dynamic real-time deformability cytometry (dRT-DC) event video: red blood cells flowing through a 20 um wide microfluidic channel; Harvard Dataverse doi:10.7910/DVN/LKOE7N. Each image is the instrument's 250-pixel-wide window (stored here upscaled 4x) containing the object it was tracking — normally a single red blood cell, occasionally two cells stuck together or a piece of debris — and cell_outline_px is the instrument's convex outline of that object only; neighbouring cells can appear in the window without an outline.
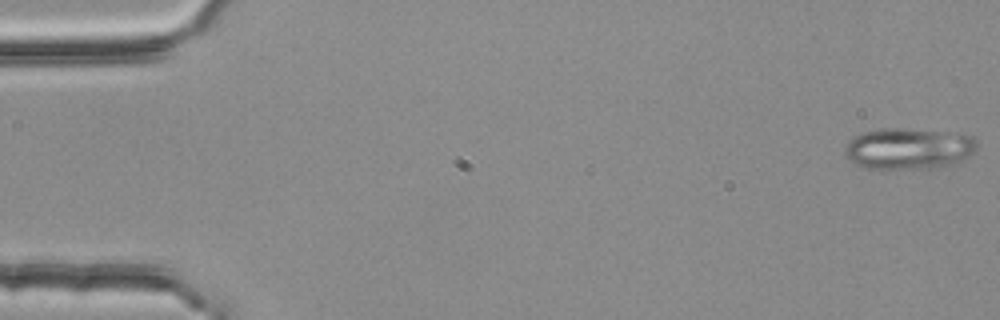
{"species": "common noctule bat (a hibernating species)", "species_latin": "Nyctalus noctula", "temperature_condition": "room temperature", "stored_images_in_passage": 4, "camera_frame_rate_fps": 3000, "um_per_image_px": 0.085, "animal": {"sex": "female", "body_mass_g": 25.1}, "frame": {"image": 1, "passage_image": 1, "time_ms": 0.0, "image_size_px": [1000, 320], "cell_outline_px": [[976, 148], [964, 160], [952, 164], [936, 168], [868, 168], [856, 164], [848, 160], [844, 152], [844, 148], [848, 140], [852, 136], [876, 128], [900, 128], [960, 132], [972, 136], [976, 140]], "centroid_in_image_um": [77.22, 12.6], "position_along_channel_um": 7.8, "area_um2": 32.19}}